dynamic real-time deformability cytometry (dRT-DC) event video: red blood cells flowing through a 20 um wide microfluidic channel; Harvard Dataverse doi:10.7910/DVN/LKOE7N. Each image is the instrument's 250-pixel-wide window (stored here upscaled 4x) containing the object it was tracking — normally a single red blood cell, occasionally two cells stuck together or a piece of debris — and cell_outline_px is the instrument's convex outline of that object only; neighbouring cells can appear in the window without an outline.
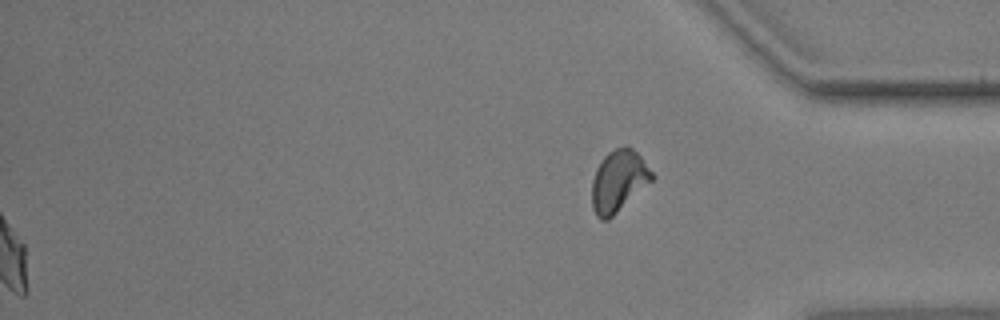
{"species": "common noctule bat (a hibernating species)", "species_latin": "Nyctalus noctula", "temperature_condition": "warm", "stored_images_in_passage": 54, "segment_of_instrument_passage": [2, 2], "camera_frame_rate_fps": 3000, "um_per_image_px": 0.085, "animal": {"sex": "male", "body_mass_g": 17.9, "forearm_length_mm": 54.2}, "frame": {"image": 1, "passage_image": 54, "time_ms": 17.667, "image_size_px": [1000, 320], "cell_outline_px": [[656, 176], [652, 180], [608, 220], [600, 220], [596, 216], [592, 208], [592, 180], [596, 168], [604, 156], [608, 152], [616, 148], [628, 144], [640, 156]], "centroid_in_image_um": [52.56, 15.37], "position_along_channel_um": 382.6, "area_um2": 21.5}}